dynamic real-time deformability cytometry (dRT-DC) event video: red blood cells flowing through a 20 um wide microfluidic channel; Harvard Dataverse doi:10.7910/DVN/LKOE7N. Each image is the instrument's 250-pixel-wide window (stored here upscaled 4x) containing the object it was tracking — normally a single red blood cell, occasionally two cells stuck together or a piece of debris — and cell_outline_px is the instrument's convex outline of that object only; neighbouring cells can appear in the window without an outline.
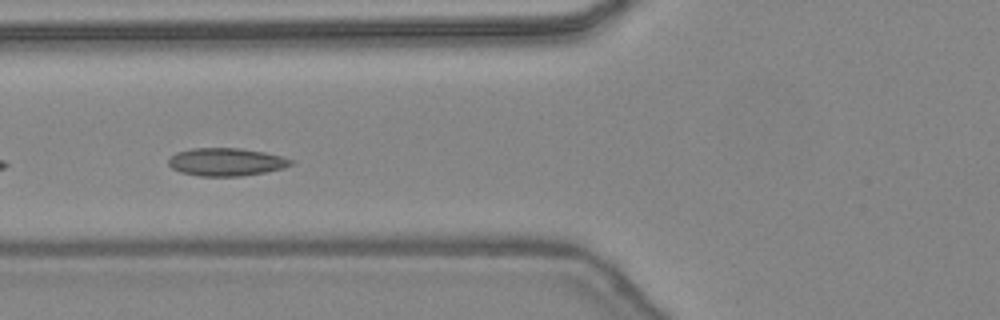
{"species": "common noctule bat (a hibernating species)", "species_latin": "Nyctalus noctula", "temperature_condition": "warm", "stored_images_in_passage": 21, "camera_frame_rate_fps": 3000, "um_per_image_px": 0.085, "animal": {"sex": "female", "body_mass_g": 24.6, "forearm_length_mm": 56.2}, "frame": {"image": 1, "passage_image": 18, "time_ms": 5.667, "image_size_px": [1000, 320], "cell_outline_px": [[296, 160], [292, 164], [284, 168], [264, 172], [240, 176], [200, 176], [180, 172], [172, 168], [168, 164], [168, 160], [176, 152], [192, 148], [240, 148], [264, 152]], "centroid_in_image_um": [19.23, 13.76], "position_along_channel_um": 106.6, "area_um2": 19.88}}